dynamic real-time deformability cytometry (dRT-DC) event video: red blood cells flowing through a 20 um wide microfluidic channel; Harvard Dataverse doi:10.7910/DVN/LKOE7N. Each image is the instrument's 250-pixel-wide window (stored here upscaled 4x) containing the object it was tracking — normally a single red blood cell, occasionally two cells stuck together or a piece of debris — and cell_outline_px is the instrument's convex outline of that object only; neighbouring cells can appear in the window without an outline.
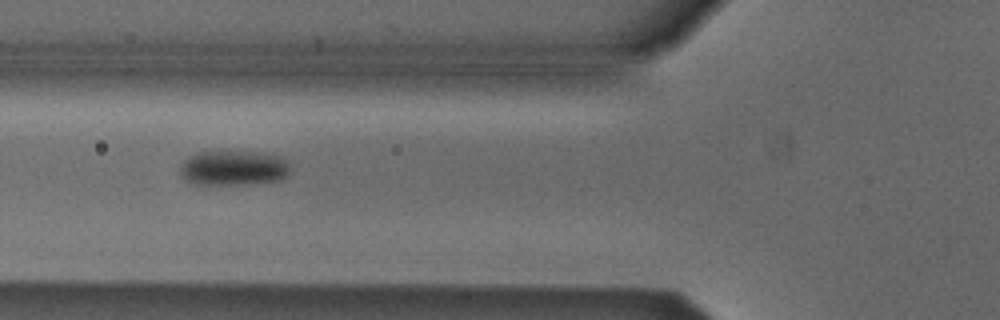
{"species": "Egyptian fruit bat (a non-hibernating species)", "species_latin": "Rousettus aegyptiacus", "temperature_condition": "cold", "stored_images_in_passage": 7, "camera_frame_rate_fps": 3000, "um_per_image_px": 0.085, "animal": {"sex": "male"}, "frame": {"image": 1, "passage_image": 4, "time_ms": 4.333, "image_size_px": [1000, 320], "cell_outline_px": [[288, 176], [280, 180], [244, 184], [188, 184], [180, 176], [180, 164], [188, 156], [196, 152], [264, 152], [280, 156], [288, 160]], "centroid_in_image_um": [19.81, 14.28], "position_along_channel_um": 106.0, "area_um2": 22.72}}